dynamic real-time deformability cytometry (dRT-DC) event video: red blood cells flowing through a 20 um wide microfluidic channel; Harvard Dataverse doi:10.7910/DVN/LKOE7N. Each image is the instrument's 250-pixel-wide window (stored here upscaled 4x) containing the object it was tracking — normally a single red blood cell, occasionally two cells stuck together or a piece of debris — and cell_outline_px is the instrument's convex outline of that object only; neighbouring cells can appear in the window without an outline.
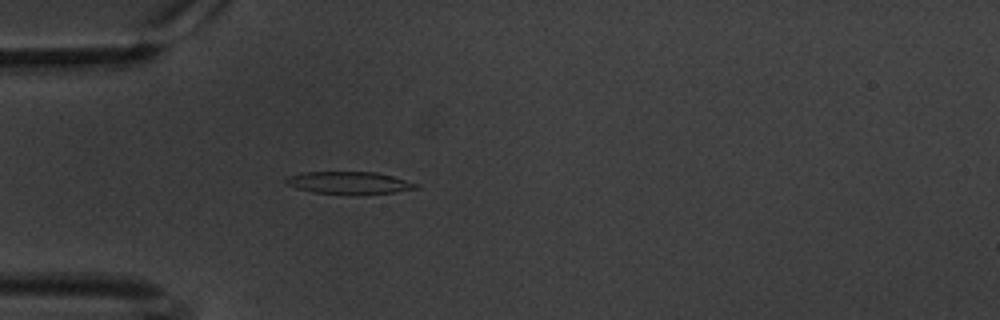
{"species": "common noctule bat (a hibernating species)", "species_latin": "Nyctalus noctula", "temperature_condition": "warm", "stored_images_in_passage": 43, "camera_frame_rate_fps": 3000, "um_per_image_px": 0.085, "animal": {"sex": "male", "body_mass_g": 20.1, "forearm_length_mm": 53.5}, "frame": {"image": 1, "passage_image": 1, "time_ms": 0.0, "image_size_px": [1000, 320], "cell_outline_px": [[420, 188], [396, 192], [356, 196], [352, 196], [312, 192], [296, 188], [284, 184], [284, 180], [288, 176], [300, 172], [376, 172], [392, 176], [420, 184]], "centroid_in_image_um": [29.67, 15.57], "position_along_channel_um": 55.3, "area_um2": 17.63}}
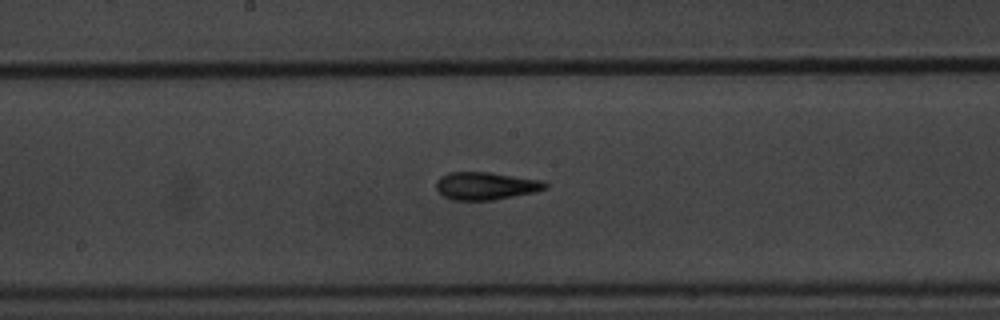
{"frame": {"image": 2, "passage_image": 15, "time_ms": 4.667, "image_size_px": [1000, 320], "cell_outline_px": [[548, 188], [536, 192], [492, 200], [452, 200], [444, 196], [436, 188], [436, 180], [440, 176], [448, 172], [492, 172], [540, 180], [548, 184]], "centroid_in_image_um": [41.29, 15.79], "position_along_channel_um": 206.9, "area_um2": 17.69}}
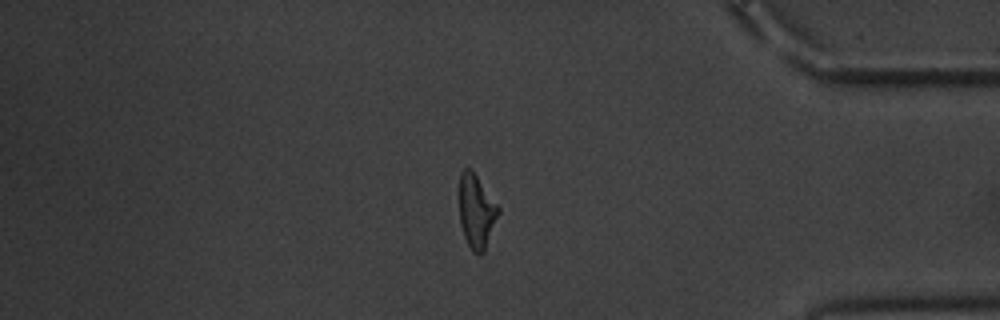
{"frame": {"image": 3, "passage_image": 34, "time_ms": 11.0, "image_size_px": [1000, 320], "cell_outline_px": [[500, 212], [484, 252], [480, 256], [468, 244], [464, 236], [460, 224], [460, 172], [464, 168], [468, 168], [476, 176], [500, 208]], "centroid_in_image_um": [40.5, 17.99], "position_along_channel_um": 394.7, "area_um2": 16.42}, "authors_computed_cell_mechanics": {"area_um2": 16.8776, "velocity_mm_per_s": 3.3749, "shape_relaxation_time_tau1_ms": 4.5992, "shape_relaxation_time_tau2_ms": 2.1521, "deformation_change_tau1": 0.1967, "deformation_change_tau2": 0.123}}